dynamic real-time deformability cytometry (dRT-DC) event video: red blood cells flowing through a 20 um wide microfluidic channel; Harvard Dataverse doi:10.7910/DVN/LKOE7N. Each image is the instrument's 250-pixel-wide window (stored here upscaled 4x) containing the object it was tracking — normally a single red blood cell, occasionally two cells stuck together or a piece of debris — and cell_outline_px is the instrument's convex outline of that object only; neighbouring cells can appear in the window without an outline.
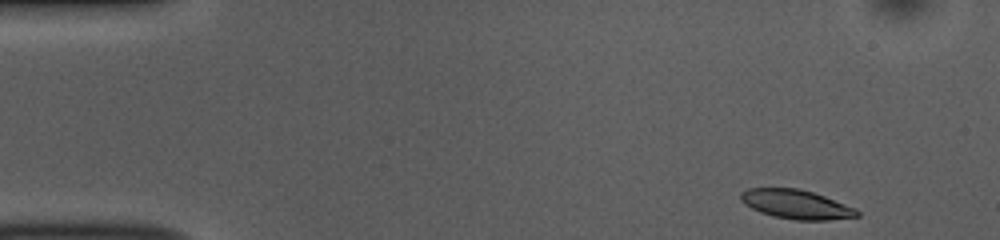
{"species": "common noctule bat (a hibernating species)", "species_latin": "Nyctalus noctula", "temperature_condition": "room temperature", "stored_images_in_passage": 49, "camera_frame_rate_fps": 3000, "um_per_image_px": 0.085, "animal": {"sex": "female", "body_mass_g": 10.0, "forearm_length_mm": 53.1}, "frame": {"image": 1, "passage_image": 1, "time_ms": 0.0, "image_size_px": [1000, 240], "cell_outline_px": [[860, 216], [828, 220], [796, 220], [776, 216], [760, 212], [744, 204], [740, 200], [740, 192], [748, 188], [800, 188], [824, 196], [856, 208], [860, 212]], "centroid_in_image_um": [67.68, 17.36], "position_along_channel_um": 17.3, "area_um2": 19.71}}
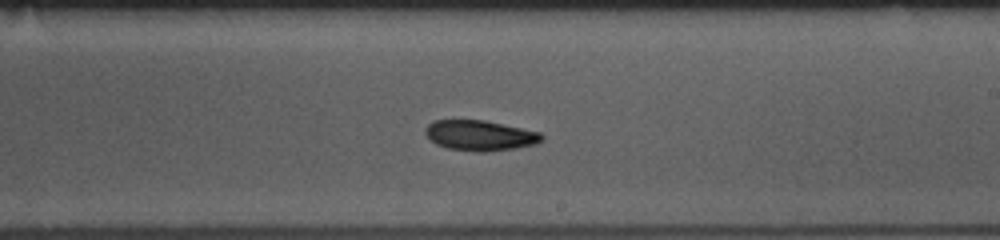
{"frame": {"image": 2, "passage_image": 27, "time_ms": 8.667, "image_size_px": [1000, 240], "cell_outline_px": [[544, 140], [536, 144], [516, 148], [484, 152], [476, 152], [448, 148], [436, 144], [424, 132], [424, 128], [432, 120], [484, 120], [540, 132], [544, 136]], "centroid_in_image_um": [40.81, 11.51], "position_along_channel_um": 248.2, "area_um2": 20.63}}
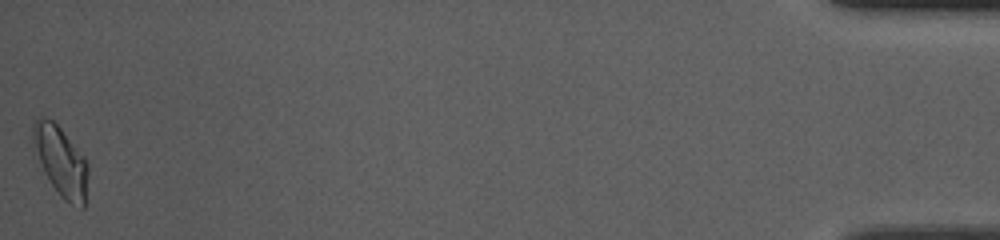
{"frame": {"image": 3, "passage_image": 49, "time_ms": 16.0, "image_size_px": [1000, 240], "cell_outline_px": [[88, 176], [84, 208], [80, 208], [64, 200], [60, 196], [32, 156], [32, 124], [40, 116], [44, 116], [52, 120], [60, 128], [84, 156], [88, 164]], "centroid_in_image_um": [5.11, 13.69], "position_along_channel_um": 430.1, "area_um2": 22.95}}